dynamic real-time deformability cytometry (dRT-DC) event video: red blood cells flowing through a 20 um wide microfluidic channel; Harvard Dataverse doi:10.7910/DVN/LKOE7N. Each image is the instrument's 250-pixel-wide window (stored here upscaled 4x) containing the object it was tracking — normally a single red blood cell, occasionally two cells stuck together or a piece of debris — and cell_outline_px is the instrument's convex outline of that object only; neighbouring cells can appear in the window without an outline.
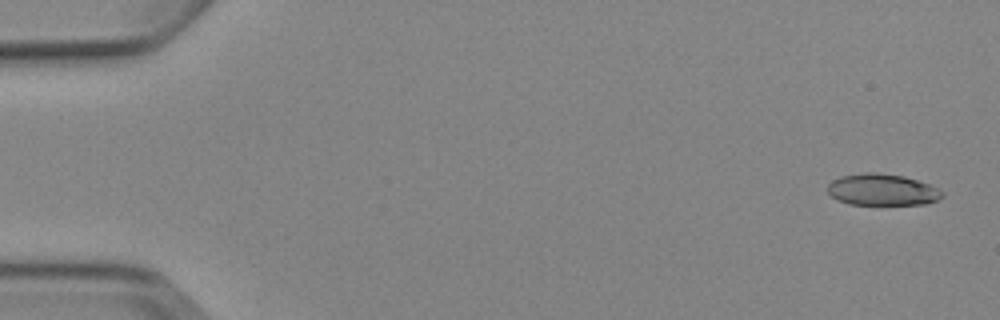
{"species": "Egyptian fruit bat (a non-hibernating species)", "species_latin": "Rousettus aegyptiacus", "temperature_condition": "cold", "stored_images_in_passage": 4, "camera_frame_rate_fps": 3000, "um_per_image_px": 0.085, "animal": {"sex": "female"}, "frame": {"image": 1, "passage_image": 1, "time_ms": 0.0, "image_size_px": [1000, 320], "cell_outline_px": [[944, 196], [940, 200], [924, 204], [848, 204], [836, 200], [828, 192], [828, 184], [832, 180], [840, 176], [864, 172], [876, 172], [904, 176], [928, 184], [944, 192]], "centroid_in_image_um": [74.98, 16.12], "position_along_channel_um": 10.0, "area_um2": 21.15}}
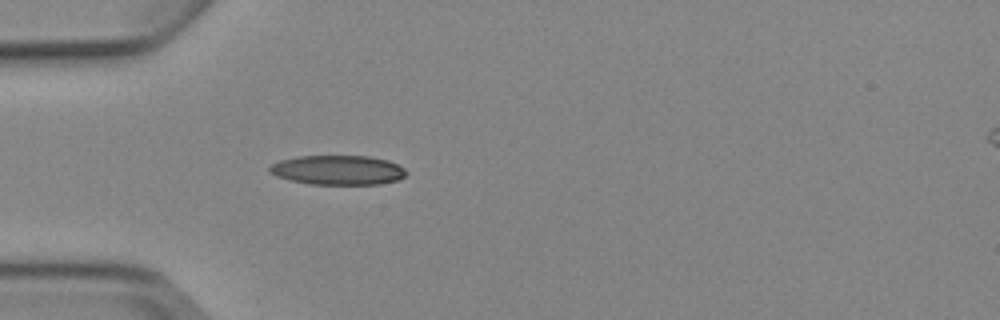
{"frame": {"image": 2, "passage_image": 4, "time_ms": 4.667, "image_size_px": [1000, 320], "cell_outline_px": [[408, 172], [404, 176], [396, 180], [380, 184], [308, 184], [288, 180], [276, 176], [268, 172], [268, 168], [272, 164], [280, 160], [296, 156], [368, 156], [388, 160], [404, 168]], "centroid_in_image_um": [28.68, 14.45], "position_along_channel_um": 56.3, "area_um2": 23.58}}